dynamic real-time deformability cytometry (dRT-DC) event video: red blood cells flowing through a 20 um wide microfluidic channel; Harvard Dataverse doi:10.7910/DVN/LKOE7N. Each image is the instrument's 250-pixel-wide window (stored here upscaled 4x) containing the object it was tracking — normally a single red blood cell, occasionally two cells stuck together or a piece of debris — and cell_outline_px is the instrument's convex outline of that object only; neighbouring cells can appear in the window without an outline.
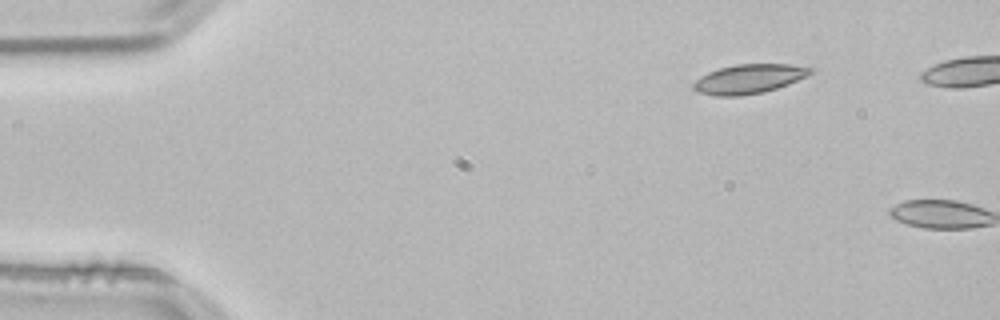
{"species": "common noctule bat (a hibernating species)", "species_latin": "Nyctalus noctula", "temperature_condition": "room temperature", "stored_images_in_passage": 2, "camera_frame_rate_fps": 3000, "um_per_image_px": 0.085, "animal": {"sex": "male", "body_mass_g": 21.5, "forearm_length_mm": 52.0}, "frame": {"image": 1, "passage_image": 1, "time_ms": 0.0, "image_size_px": [1000, 320], "cell_outline_px": [[812, 72], [788, 84], [764, 92], [740, 96], [716, 96], [696, 92], [692, 88], [692, 84], [700, 76], [708, 72], [720, 68], [736, 64], [792, 64], [812, 68]], "centroid_in_image_um": [63.59, 6.71], "position_along_channel_um": 21.4, "area_um2": 19.88}}